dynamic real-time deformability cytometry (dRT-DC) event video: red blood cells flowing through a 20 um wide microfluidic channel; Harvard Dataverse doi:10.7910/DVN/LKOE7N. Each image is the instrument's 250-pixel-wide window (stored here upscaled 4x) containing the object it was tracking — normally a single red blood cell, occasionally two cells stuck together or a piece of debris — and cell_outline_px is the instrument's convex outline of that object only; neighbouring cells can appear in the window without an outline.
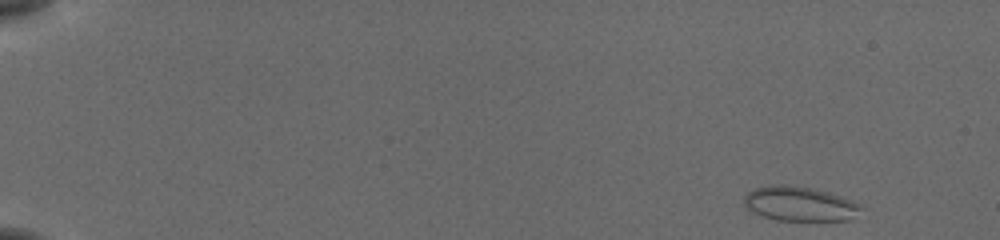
{"species": "common noctule bat (a hibernating species)", "species_latin": "Nyctalus noctula", "temperature_condition": "cold", "stored_images_in_passage": 51, "camera_frame_rate_fps": 3000, "um_per_image_px": 0.085, "animal": {"sex": "female", "body_mass_g": 19.5, "forearm_length_mm": 54.1}, "frame": {"image": 1, "passage_image": 1, "time_ms": 0.0, "image_size_px": [1000, 240], "cell_outline_px": [[864, 208], [848, 220], [776, 220], [752, 212], [744, 204], [744, 196], [748, 192], [756, 188], [772, 184], [784, 184], [812, 188], [828, 192], [852, 200], [860, 204]], "centroid_in_image_um": [67.96, 17.31], "position_along_channel_um": 17.0, "area_um2": 23.41}}
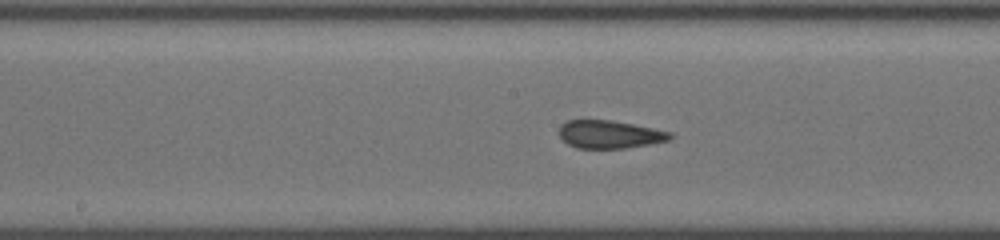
{"frame": {"image": 2, "passage_image": 27, "time_ms": 8.667, "image_size_px": [1000, 240], "cell_outline_px": [[672, 136], [668, 140], [648, 144], [624, 148], [576, 148], [568, 144], [560, 136], [560, 124], [568, 120], [608, 120], [632, 124], [672, 132]], "centroid_in_image_um": [51.79, 11.42], "position_along_channel_um": 196.4, "area_um2": 17.8}}
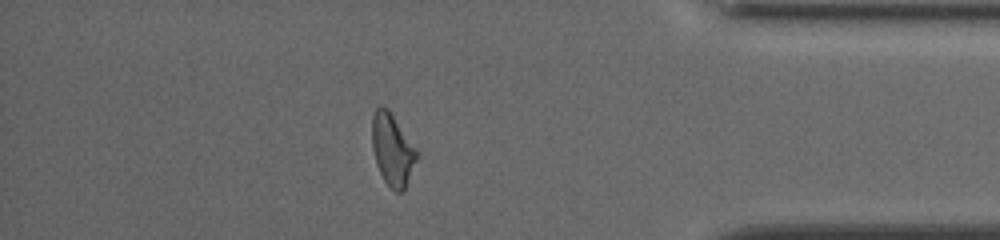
{"frame": {"image": 3, "passage_image": 45, "time_ms": 14.667, "image_size_px": [1000, 240], "cell_outline_px": [[416, 160], [404, 188], [400, 192], [396, 192], [384, 180], [380, 172], [372, 148], [372, 116], [376, 108], [380, 104], [388, 108], [416, 148]], "centroid_in_image_um": [33.32, 12.66], "position_along_channel_um": 401.9, "area_um2": 18.26}, "authors_computed_cell_mechanics": {"area_um2": 18.8428, "velocity_mm_per_s": 3.8273, "shape_relaxation_time_tau1_ms": null, "shape_relaxation_time_tau2_ms": 1.678, "deformation_change_tau1": null, "deformation_change_tau2": 0.073}}